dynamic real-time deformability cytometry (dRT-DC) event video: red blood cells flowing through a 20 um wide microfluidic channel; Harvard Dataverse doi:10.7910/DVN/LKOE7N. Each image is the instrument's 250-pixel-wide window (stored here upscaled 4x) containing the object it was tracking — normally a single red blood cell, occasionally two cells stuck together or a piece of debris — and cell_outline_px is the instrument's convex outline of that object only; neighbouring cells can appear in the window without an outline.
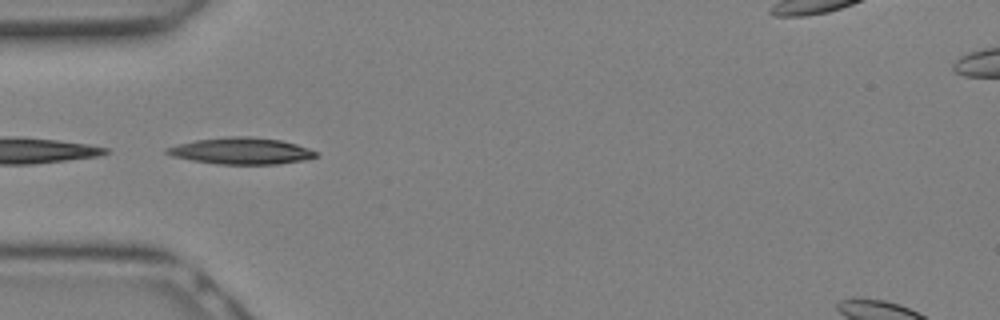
{"species": "Egyptian fruit bat (a non-hibernating species)", "species_latin": "Rousettus aegyptiacus", "temperature_condition": "warm", "stored_images_in_passage": 19, "camera_frame_rate_fps": 3000, "um_per_image_px": 0.085, "animal": {"sex": "female"}, "frame": {"image": 1, "passage_image": 9, "time_ms": 2.667, "image_size_px": [1000, 320], "cell_outline_px": [[320, 156], [304, 160], [280, 164], [216, 164], [192, 160], [172, 156], [164, 152], [164, 148], [196, 140], [228, 136], [252, 136], [280, 140], [296, 144], [320, 152]], "centroid_in_image_um": [20.55, 12.83], "position_along_channel_um": 64.5, "area_um2": 23.24}}
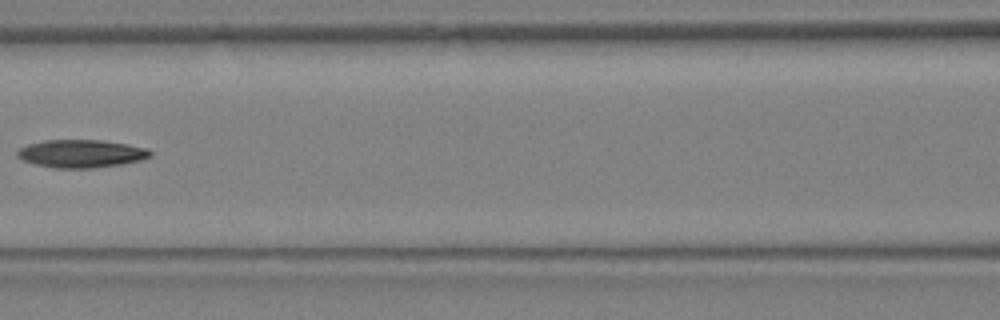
{"frame": {"image": 2, "passage_image": 13, "time_ms": 4.0, "image_size_px": [1000, 320], "cell_outline_px": [[152, 156], [140, 160], [120, 164], [92, 168], [52, 168], [20, 160], [16, 156], [16, 152], [20, 148], [28, 144], [44, 140], [100, 140], [128, 144], [148, 148], [152, 152]], "centroid_in_image_um": [6.88, 13.06], "position_along_channel_um": 159.7, "area_um2": 21.73}}
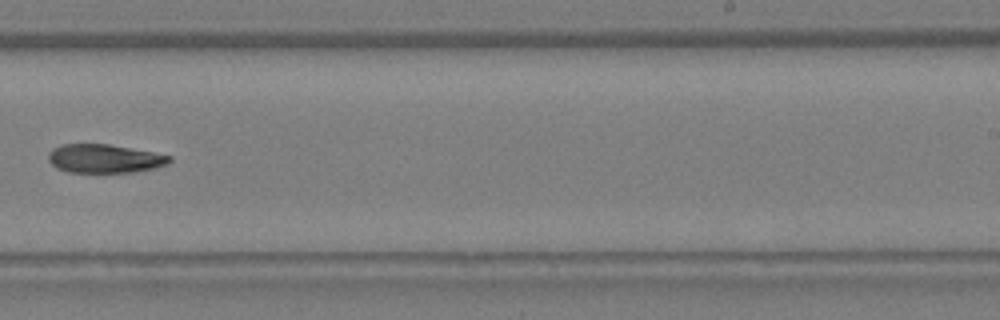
{"frame": {"image": 3, "passage_image": 18, "time_ms": 5.667, "image_size_px": [1000, 320], "cell_outline_px": [[172, 160], [156, 168], [132, 172], [68, 172], [56, 168], [48, 160], [48, 152], [52, 148], [64, 144], [108, 144], [152, 152], [172, 156]], "centroid_in_image_um": [8.84, 13.48], "position_along_channel_um": 280.2, "area_um2": 20.11}}